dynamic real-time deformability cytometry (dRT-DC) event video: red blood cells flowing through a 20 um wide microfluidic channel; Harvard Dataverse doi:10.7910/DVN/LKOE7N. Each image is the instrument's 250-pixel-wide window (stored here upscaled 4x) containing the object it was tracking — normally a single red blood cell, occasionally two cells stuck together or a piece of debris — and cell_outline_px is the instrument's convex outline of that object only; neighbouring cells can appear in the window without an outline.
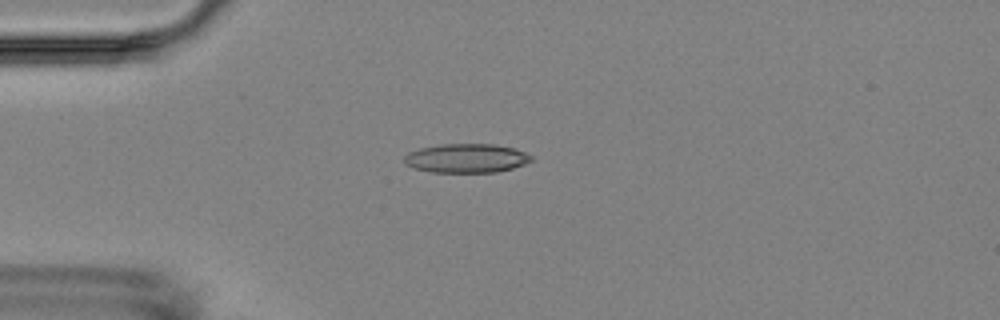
{"species": "Egyptian fruit bat (a non-hibernating species)", "species_latin": "Rousettus aegyptiacus", "temperature_condition": "room temperature", "stored_images_in_passage": 7, "camera_frame_rate_fps": 3000, "um_per_image_px": 0.085, "animal": {"sex": "female"}, "frame": {"image": 1, "passage_image": 1, "time_ms": 0.0, "image_size_px": [1000, 320], "cell_outline_px": [[532, 160], [524, 164], [512, 168], [496, 172], [432, 172], [412, 168], [404, 164], [404, 156], [408, 152], [420, 148], [440, 144], [496, 144], [512, 148], [524, 152], [532, 156]], "centroid_in_image_um": [39.6, 13.45], "position_along_channel_um": 45.4, "area_um2": 21.5}}
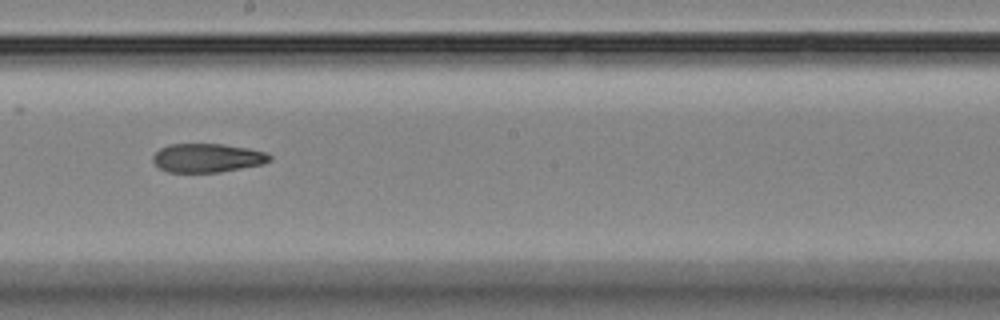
{"frame": {"image": 2, "passage_image": 6, "time_ms": 5.667, "image_size_px": [1000, 320], "cell_outline_px": [[272, 160], [264, 164], [220, 172], [168, 172], [160, 168], [152, 160], [152, 156], [160, 148], [168, 144], [224, 144], [248, 148], [264, 152], [272, 156]], "centroid_in_image_um": [17.63, 13.42], "position_along_channel_um": 230.6, "area_um2": 19.65}}
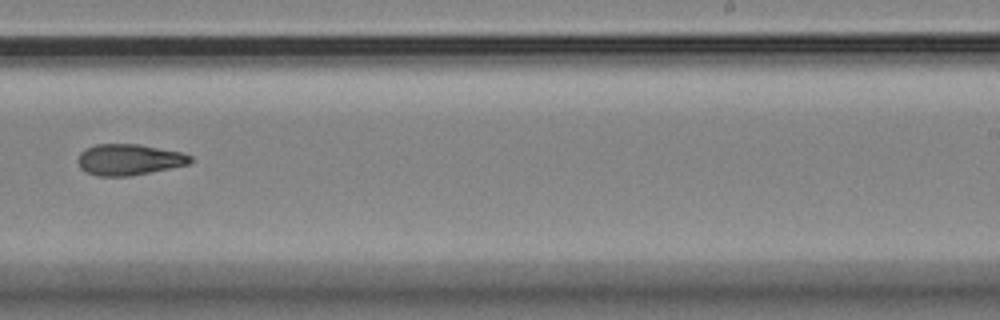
{"frame": {"image": 3, "passage_image": 7, "time_ms": 7.0, "image_size_px": [1000, 320], "cell_outline_px": [[192, 160], [188, 164], [132, 176], [96, 176], [80, 168], [76, 160], [80, 152], [84, 148], [96, 144], [140, 144], [180, 152], [192, 156]], "centroid_in_image_um": [10.92, 13.56], "position_along_channel_um": 278.1, "area_um2": 20.46}}